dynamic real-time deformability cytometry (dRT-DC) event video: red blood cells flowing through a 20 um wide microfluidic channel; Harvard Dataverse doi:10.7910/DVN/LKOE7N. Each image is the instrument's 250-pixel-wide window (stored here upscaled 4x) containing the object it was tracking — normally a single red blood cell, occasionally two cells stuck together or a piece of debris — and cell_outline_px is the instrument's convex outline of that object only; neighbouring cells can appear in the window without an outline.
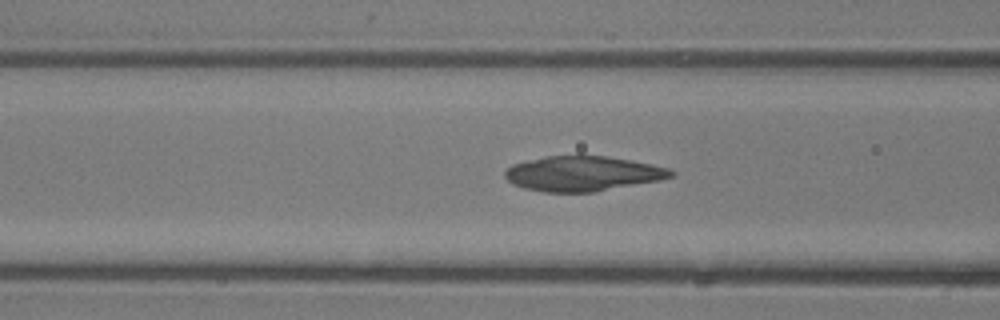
{"species": "common noctule bat (a hibernating species)", "species_latin": "Nyctalus noctula", "temperature_condition": "room temperature", "stored_images_in_passage": 15, "camera_frame_rate_fps": 3000, "um_per_image_px": 0.085, "animal": {"sex": "male", "body_mass_g": 13.3}, "frame": {"image": 1, "passage_image": 13, "time_ms": 4.0, "image_size_px": [1000, 320], "cell_outline_px": [[676, 176], [660, 180], [592, 192], [544, 192], [524, 188], [512, 184], [504, 176], [504, 172], [512, 164], [544, 156], [604, 156], [632, 160], [652, 164], [668, 168], [676, 172]], "centroid_in_image_um": [49.54, 14.76], "position_along_channel_um": 117.1, "area_um2": 33.81}}